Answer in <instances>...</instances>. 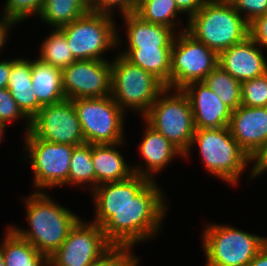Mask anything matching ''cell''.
Masks as SVG:
<instances>
[{
	"label": "cell",
	"instance_id": "obj_1",
	"mask_svg": "<svg viewBox=\"0 0 267 266\" xmlns=\"http://www.w3.org/2000/svg\"><path fill=\"white\" fill-rule=\"evenodd\" d=\"M165 196L157 182L150 181L127 205L102 226L112 245L134 246L155 237L166 216ZM162 222V223H161Z\"/></svg>",
	"mask_w": 267,
	"mask_h": 266
},
{
	"label": "cell",
	"instance_id": "obj_2",
	"mask_svg": "<svg viewBox=\"0 0 267 266\" xmlns=\"http://www.w3.org/2000/svg\"><path fill=\"white\" fill-rule=\"evenodd\" d=\"M23 200L30 229L9 227L49 258L62 245L80 217L54 202L46 192L35 191Z\"/></svg>",
	"mask_w": 267,
	"mask_h": 266
},
{
	"label": "cell",
	"instance_id": "obj_3",
	"mask_svg": "<svg viewBox=\"0 0 267 266\" xmlns=\"http://www.w3.org/2000/svg\"><path fill=\"white\" fill-rule=\"evenodd\" d=\"M187 23L186 31L217 54L249 36V23L228 0H207Z\"/></svg>",
	"mask_w": 267,
	"mask_h": 266
},
{
	"label": "cell",
	"instance_id": "obj_4",
	"mask_svg": "<svg viewBox=\"0 0 267 266\" xmlns=\"http://www.w3.org/2000/svg\"><path fill=\"white\" fill-rule=\"evenodd\" d=\"M194 145L198 146L207 172L230 185L239 182L248 163H254L232 137L229 127L196 129L184 158L189 156Z\"/></svg>",
	"mask_w": 267,
	"mask_h": 266
},
{
	"label": "cell",
	"instance_id": "obj_5",
	"mask_svg": "<svg viewBox=\"0 0 267 266\" xmlns=\"http://www.w3.org/2000/svg\"><path fill=\"white\" fill-rule=\"evenodd\" d=\"M165 88L152 73L124 56L119 54L111 61V96L124 112L132 109L144 117Z\"/></svg>",
	"mask_w": 267,
	"mask_h": 266
},
{
	"label": "cell",
	"instance_id": "obj_6",
	"mask_svg": "<svg viewBox=\"0 0 267 266\" xmlns=\"http://www.w3.org/2000/svg\"><path fill=\"white\" fill-rule=\"evenodd\" d=\"M165 88L143 117L151 127L164 135L184 155L189 151L195 133L190 101L182 89Z\"/></svg>",
	"mask_w": 267,
	"mask_h": 266
},
{
	"label": "cell",
	"instance_id": "obj_7",
	"mask_svg": "<svg viewBox=\"0 0 267 266\" xmlns=\"http://www.w3.org/2000/svg\"><path fill=\"white\" fill-rule=\"evenodd\" d=\"M204 230L206 266H248L267 242V237L224 224L208 223Z\"/></svg>",
	"mask_w": 267,
	"mask_h": 266
},
{
	"label": "cell",
	"instance_id": "obj_8",
	"mask_svg": "<svg viewBox=\"0 0 267 266\" xmlns=\"http://www.w3.org/2000/svg\"><path fill=\"white\" fill-rule=\"evenodd\" d=\"M113 18L89 11L60 28L76 60H106L104 52L121 46Z\"/></svg>",
	"mask_w": 267,
	"mask_h": 266
},
{
	"label": "cell",
	"instance_id": "obj_9",
	"mask_svg": "<svg viewBox=\"0 0 267 266\" xmlns=\"http://www.w3.org/2000/svg\"><path fill=\"white\" fill-rule=\"evenodd\" d=\"M73 106L85 143L115 144L124 141L125 113L112 96L76 98Z\"/></svg>",
	"mask_w": 267,
	"mask_h": 266
},
{
	"label": "cell",
	"instance_id": "obj_10",
	"mask_svg": "<svg viewBox=\"0 0 267 266\" xmlns=\"http://www.w3.org/2000/svg\"><path fill=\"white\" fill-rule=\"evenodd\" d=\"M177 32L171 49L170 89L203 81L218 65V54L186 31Z\"/></svg>",
	"mask_w": 267,
	"mask_h": 266
},
{
	"label": "cell",
	"instance_id": "obj_11",
	"mask_svg": "<svg viewBox=\"0 0 267 266\" xmlns=\"http://www.w3.org/2000/svg\"><path fill=\"white\" fill-rule=\"evenodd\" d=\"M26 155L34 172L35 190L55 188L68 184L70 161L75 146L51 143L35 137L30 131L25 133ZM38 189V190H37Z\"/></svg>",
	"mask_w": 267,
	"mask_h": 266
},
{
	"label": "cell",
	"instance_id": "obj_12",
	"mask_svg": "<svg viewBox=\"0 0 267 266\" xmlns=\"http://www.w3.org/2000/svg\"><path fill=\"white\" fill-rule=\"evenodd\" d=\"M80 219L62 245L49 257V266H89L112 244L98 224Z\"/></svg>",
	"mask_w": 267,
	"mask_h": 266
},
{
	"label": "cell",
	"instance_id": "obj_13",
	"mask_svg": "<svg viewBox=\"0 0 267 266\" xmlns=\"http://www.w3.org/2000/svg\"><path fill=\"white\" fill-rule=\"evenodd\" d=\"M30 132L51 143L78 146L85 143L81 124L70 99L43 106L31 119Z\"/></svg>",
	"mask_w": 267,
	"mask_h": 266
},
{
	"label": "cell",
	"instance_id": "obj_14",
	"mask_svg": "<svg viewBox=\"0 0 267 266\" xmlns=\"http://www.w3.org/2000/svg\"><path fill=\"white\" fill-rule=\"evenodd\" d=\"M67 99L100 98L111 95V61L75 60L62 69Z\"/></svg>",
	"mask_w": 267,
	"mask_h": 266
},
{
	"label": "cell",
	"instance_id": "obj_15",
	"mask_svg": "<svg viewBox=\"0 0 267 266\" xmlns=\"http://www.w3.org/2000/svg\"><path fill=\"white\" fill-rule=\"evenodd\" d=\"M228 127L232 137L253 161L267 148V107L240 105L232 111Z\"/></svg>",
	"mask_w": 267,
	"mask_h": 266
},
{
	"label": "cell",
	"instance_id": "obj_16",
	"mask_svg": "<svg viewBox=\"0 0 267 266\" xmlns=\"http://www.w3.org/2000/svg\"><path fill=\"white\" fill-rule=\"evenodd\" d=\"M151 180L137 174L120 182L98 185L91 193L94 199L95 220L102 227L115 211L127 205Z\"/></svg>",
	"mask_w": 267,
	"mask_h": 266
},
{
	"label": "cell",
	"instance_id": "obj_17",
	"mask_svg": "<svg viewBox=\"0 0 267 266\" xmlns=\"http://www.w3.org/2000/svg\"><path fill=\"white\" fill-rule=\"evenodd\" d=\"M263 49L248 36L218 54V65L241 83L267 72Z\"/></svg>",
	"mask_w": 267,
	"mask_h": 266
},
{
	"label": "cell",
	"instance_id": "obj_18",
	"mask_svg": "<svg viewBox=\"0 0 267 266\" xmlns=\"http://www.w3.org/2000/svg\"><path fill=\"white\" fill-rule=\"evenodd\" d=\"M182 90L190 101L196 129L229 126L232 110L203 81L192 82Z\"/></svg>",
	"mask_w": 267,
	"mask_h": 266
},
{
	"label": "cell",
	"instance_id": "obj_19",
	"mask_svg": "<svg viewBox=\"0 0 267 266\" xmlns=\"http://www.w3.org/2000/svg\"><path fill=\"white\" fill-rule=\"evenodd\" d=\"M146 130L144 132L139 151L145 161L146 168L143 166H132L134 174L144 176L154 181V174L162 171L168 163L174 160L175 156L184 154L176 148L164 135L156 131L146 121Z\"/></svg>",
	"mask_w": 267,
	"mask_h": 266
},
{
	"label": "cell",
	"instance_id": "obj_20",
	"mask_svg": "<svg viewBox=\"0 0 267 266\" xmlns=\"http://www.w3.org/2000/svg\"><path fill=\"white\" fill-rule=\"evenodd\" d=\"M122 17L128 48H172L176 32L171 28L144 21L136 13Z\"/></svg>",
	"mask_w": 267,
	"mask_h": 266
},
{
	"label": "cell",
	"instance_id": "obj_21",
	"mask_svg": "<svg viewBox=\"0 0 267 266\" xmlns=\"http://www.w3.org/2000/svg\"><path fill=\"white\" fill-rule=\"evenodd\" d=\"M123 142L115 144H92V165L95 171V188L107 182H120L134 175L123 155L116 148Z\"/></svg>",
	"mask_w": 267,
	"mask_h": 266
},
{
	"label": "cell",
	"instance_id": "obj_22",
	"mask_svg": "<svg viewBox=\"0 0 267 266\" xmlns=\"http://www.w3.org/2000/svg\"><path fill=\"white\" fill-rule=\"evenodd\" d=\"M31 75L32 60L24 58L12 60L7 89L19 108L30 120L43 107L32 90Z\"/></svg>",
	"mask_w": 267,
	"mask_h": 266
},
{
	"label": "cell",
	"instance_id": "obj_23",
	"mask_svg": "<svg viewBox=\"0 0 267 266\" xmlns=\"http://www.w3.org/2000/svg\"><path fill=\"white\" fill-rule=\"evenodd\" d=\"M32 90L43 105H51L66 99L63 92L62 69L32 60Z\"/></svg>",
	"mask_w": 267,
	"mask_h": 266
},
{
	"label": "cell",
	"instance_id": "obj_24",
	"mask_svg": "<svg viewBox=\"0 0 267 266\" xmlns=\"http://www.w3.org/2000/svg\"><path fill=\"white\" fill-rule=\"evenodd\" d=\"M172 48H127L118 54L132 64L152 73L166 88H170Z\"/></svg>",
	"mask_w": 267,
	"mask_h": 266
},
{
	"label": "cell",
	"instance_id": "obj_25",
	"mask_svg": "<svg viewBox=\"0 0 267 266\" xmlns=\"http://www.w3.org/2000/svg\"><path fill=\"white\" fill-rule=\"evenodd\" d=\"M5 234L1 243L5 266H49V258L10 227Z\"/></svg>",
	"mask_w": 267,
	"mask_h": 266
},
{
	"label": "cell",
	"instance_id": "obj_26",
	"mask_svg": "<svg viewBox=\"0 0 267 266\" xmlns=\"http://www.w3.org/2000/svg\"><path fill=\"white\" fill-rule=\"evenodd\" d=\"M90 11V0H45L40 15L51 28H62Z\"/></svg>",
	"mask_w": 267,
	"mask_h": 266
},
{
	"label": "cell",
	"instance_id": "obj_27",
	"mask_svg": "<svg viewBox=\"0 0 267 266\" xmlns=\"http://www.w3.org/2000/svg\"><path fill=\"white\" fill-rule=\"evenodd\" d=\"M232 111L241 105V82L217 65L203 80Z\"/></svg>",
	"mask_w": 267,
	"mask_h": 266
},
{
	"label": "cell",
	"instance_id": "obj_28",
	"mask_svg": "<svg viewBox=\"0 0 267 266\" xmlns=\"http://www.w3.org/2000/svg\"><path fill=\"white\" fill-rule=\"evenodd\" d=\"M51 31V34L41 44L38 59L43 63L63 69L76 59L71 52L64 32L60 28Z\"/></svg>",
	"mask_w": 267,
	"mask_h": 266
},
{
	"label": "cell",
	"instance_id": "obj_29",
	"mask_svg": "<svg viewBox=\"0 0 267 266\" xmlns=\"http://www.w3.org/2000/svg\"><path fill=\"white\" fill-rule=\"evenodd\" d=\"M88 183V184H86ZM87 185L95 189V171L92 165V144L84 143L75 146L70 161L68 185Z\"/></svg>",
	"mask_w": 267,
	"mask_h": 266
},
{
	"label": "cell",
	"instance_id": "obj_30",
	"mask_svg": "<svg viewBox=\"0 0 267 266\" xmlns=\"http://www.w3.org/2000/svg\"><path fill=\"white\" fill-rule=\"evenodd\" d=\"M144 21L153 24L164 25L174 28L178 25L175 24V19L182 12L178 9L175 0H146L140 5L135 12Z\"/></svg>",
	"mask_w": 267,
	"mask_h": 266
},
{
	"label": "cell",
	"instance_id": "obj_31",
	"mask_svg": "<svg viewBox=\"0 0 267 266\" xmlns=\"http://www.w3.org/2000/svg\"><path fill=\"white\" fill-rule=\"evenodd\" d=\"M241 105L267 107V72L241 84Z\"/></svg>",
	"mask_w": 267,
	"mask_h": 266
},
{
	"label": "cell",
	"instance_id": "obj_32",
	"mask_svg": "<svg viewBox=\"0 0 267 266\" xmlns=\"http://www.w3.org/2000/svg\"><path fill=\"white\" fill-rule=\"evenodd\" d=\"M133 246L112 245L89 266H138L139 258L132 254Z\"/></svg>",
	"mask_w": 267,
	"mask_h": 266
},
{
	"label": "cell",
	"instance_id": "obj_33",
	"mask_svg": "<svg viewBox=\"0 0 267 266\" xmlns=\"http://www.w3.org/2000/svg\"><path fill=\"white\" fill-rule=\"evenodd\" d=\"M44 2L45 0H7L2 14L15 24H19L26 20V17L36 14L39 16Z\"/></svg>",
	"mask_w": 267,
	"mask_h": 266
},
{
	"label": "cell",
	"instance_id": "obj_34",
	"mask_svg": "<svg viewBox=\"0 0 267 266\" xmlns=\"http://www.w3.org/2000/svg\"><path fill=\"white\" fill-rule=\"evenodd\" d=\"M24 118L27 121L26 132L30 131L31 120L22 112L16 101L12 98L7 88L0 89V123L7 126V123Z\"/></svg>",
	"mask_w": 267,
	"mask_h": 266
},
{
	"label": "cell",
	"instance_id": "obj_35",
	"mask_svg": "<svg viewBox=\"0 0 267 266\" xmlns=\"http://www.w3.org/2000/svg\"><path fill=\"white\" fill-rule=\"evenodd\" d=\"M241 16L251 23L256 17L267 13V0H228ZM243 13V14H242Z\"/></svg>",
	"mask_w": 267,
	"mask_h": 266
},
{
	"label": "cell",
	"instance_id": "obj_36",
	"mask_svg": "<svg viewBox=\"0 0 267 266\" xmlns=\"http://www.w3.org/2000/svg\"><path fill=\"white\" fill-rule=\"evenodd\" d=\"M114 7H118L123 16L132 14V0H90V11L94 13L113 17Z\"/></svg>",
	"mask_w": 267,
	"mask_h": 266
},
{
	"label": "cell",
	"instance_id": "obj_37",
	"mask_svg": "<svg viewBox=\"0 0 267 266\" xmlns=\"http://www.w3.org/2000/svg\"><path fill=\"white\" fill-rule=\"evenodd\" d=\"M249 36L262 48H267V13L249 23Z\"/></svg>",
	"mask_w": 267,
	"mask_h": 266
},
{
	"label": "cell",
	"instance_id": "obj_38",
	"mask_svg": "<svg viewBox=\"0 0 267 266\" xmlns=\"http://www.w3.org/2000/svg\"><path fill=\"white\" fill-rule=\"evenodd\" d=\"M207 0H175L178 9L188 14V19L193 16L204 5Z\"/></svg>",
	"mask_w": 267,
	"mask_h": 266
},
{
	"label": "cell",
	"instance_id": "obj_39",
	"mask_svg": "<svg viewBox=\"0 0 267 266\" xmlns=\"http://www.w3.org/2000/svg\"><path fill=\"white\" fill-rule=\"evenodd\" d=\"M252 169L250 171V177H257L261 175V172L267 167V148L264 152L255 160L254 164L252 165Z\"/></svg>",
	"mask_w": 267,
	"mask_h": 266
},
{
	"label": "cell",
	"instance_id": "obj_40",
	"mask_svg": "<svg viewBox=\"0 0 267 266\" xmlns=\"http://www.w3.org/2000/svg\"><path fill=\"white\" fill-rule=\"evenodd\" d=\"M12 68V59L0 60V89L7 88L9 76Z\"/></svg>",
	"mask_w": 267,
	"mask_h": 266
},
{
	"label": "cell",
	"instance_id": "obj_41",
	"mask_svg": "<svg viewBox=\"0 0 267 266\" xmlns=\"http://www.w3.org/2000/svg\"><path fill=\"white\" fill-rule=\"evenodd\" d=\"M15 25L10 19H7L5 16H2L0 20V49L5 46L8 31Z\"/></svg>",
	"mask_w": 267,
	"mask_h": 266
},
{
	"label": "cell",
	"instance_id": "obj_42",
	"mask_svg": "<svg viewBox=\"0 0 267 266\" xmlns=\"http://www.w3.org/2000/svg\"><path fill=\"white\" fill-rule=\"evenodd\" d=\"M248 266H267V242L258 251L253 260L248 264Z\"/></svg>",
	"mask_w": 267,
	"mask_h": 266
},
{
	"label": "cell",
	"instance_id": "obj_43",
	"mask_svg": "<svg viewBox=\"0 0 267 266\" xmlns=\"http://www.w3.org/2000/svg\"><path fill=\"white\" fill-rule=\"evenodd\" d=\"M146 0H132V13L136 12V9L142 5Z\"/></svg>",
	"mask_w": 267,
	"mask_h": 266
},
{
	"label": "cell",
	"instance_id": "obj_44",
	"mask_svg": "<svg viewBox=\"0 0 267 266\" xmlns=\"http://www.w3.org/2000/svg\"><path fill=\"white\" fill-rule=\"evenodd\" d=\"M5 129H6V126L0 123V143L2 141L1 139H3L2 137L5 133Z\"/></svg>",
	"mask_w": 267,
	"mask_h": 266
},
{
	"label": "cell",
	"instance_id": "obj_45",
	"mask_svg": "<svg viewBox=\"0 0 267 266\" xmlns=\"http://www.w3.org/2000/svg\"><path fill=\"white\" fill-rule=\"evenodd\" d=\"M0 266H5L1 245H0Z\"/></svg>",
	"mask_w": 267,
	"mask_h": 266
},
{
	"label": "cell",
	"instance_id": "obj_46",
	"mask_svg": "<svg viewBox=\"0 0 267 266\" xmlns=\"http://www.w3.org/2000/svg\"><path fill=\"white\" fill-rule=\"evenodd\" d=\"M265 171H267V167L261 172V174H262V173H265Z\"/></svg>",
	"mask_w": 267,
	"mask_h": 266
}]
</instances>
